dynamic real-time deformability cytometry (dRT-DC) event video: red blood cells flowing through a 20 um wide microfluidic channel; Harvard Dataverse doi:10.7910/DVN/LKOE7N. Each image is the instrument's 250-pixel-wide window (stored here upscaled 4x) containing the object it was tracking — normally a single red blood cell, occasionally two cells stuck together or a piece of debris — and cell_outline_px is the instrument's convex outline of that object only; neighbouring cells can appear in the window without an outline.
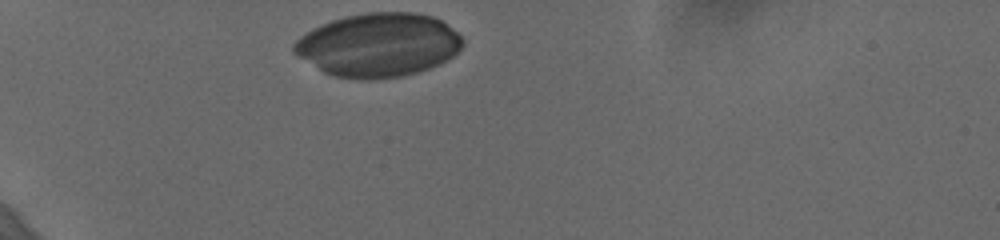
{"species": "human", "species_latin": "Homo sapiens", "temperature_condition": "cold", "stored_images_in_passage": 32, "camera_frame_rate_fps": 3000, "um_per_image_px": 0.085, "donor": {"sex": "female"}, "frame": {"image": 1, "passage_image": 1, "time_ms": 0.0, "image_size_px": [1000, 240], "cell_outline_px": [[464, 44], [452, 56], [440, 64], [404, 76], [376, 80], [360, 80], [336, 76], [324, 72], [292, 52], [292, 44], [300, 36], [332, 20], [344, 16], [368, 12], [412, 12], [432, 16], [440, 20], [456, 32], [464, 40]], "centroid_in_image_um": [32.16, 3.83], "position_along_channel_um": 52.8, "area_um2": 62.31}}
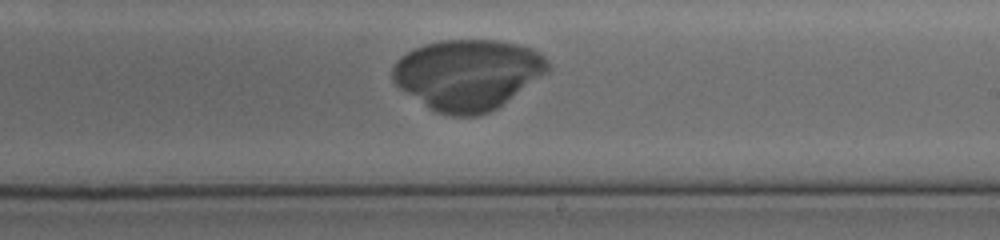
{"frame": {"image": 2, "passage_image": 20, "time_ms": 6.333, "image_size_px": [1000, 240], "cell_outline_px": [[552, 68], [548, 72], [496, 108], [488, 112], [476, 116], [452, 116], [436, 112], [428, 108], [400, 88], [392, 80], [392, 68], [396, 60], [400, 56], [424, 44], [440, 40], [496, 40], [516, 44], [532, 48], [540, 52], [544, 56]], "centroid_in_image_um": [39.75, 6.33], "position_along_channel_um": 249.2, "area_um2": 63.75}}
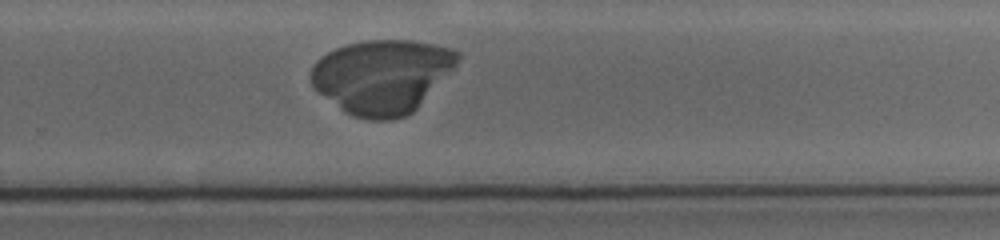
{"frame": {"image": 3, "passage_image": 24, "time_ms": 7.667, "image_size_px": [1000, 240], "cell_outline_px": [[460, 60], [416, 108], [408, 116], [392, 120], [368, 120], [352, 116], [344, 112], [320, 92], [308, 80], [308, 76], [312, 64], [320, 56], [336, 48], [348, 44], [364, 40], [412, 40], [452, 48], [460, 52]], "centroid_in_image_um": [32.44, 6.48], "position_along_channel_um": 297.4, "area_um2": 63.18}}